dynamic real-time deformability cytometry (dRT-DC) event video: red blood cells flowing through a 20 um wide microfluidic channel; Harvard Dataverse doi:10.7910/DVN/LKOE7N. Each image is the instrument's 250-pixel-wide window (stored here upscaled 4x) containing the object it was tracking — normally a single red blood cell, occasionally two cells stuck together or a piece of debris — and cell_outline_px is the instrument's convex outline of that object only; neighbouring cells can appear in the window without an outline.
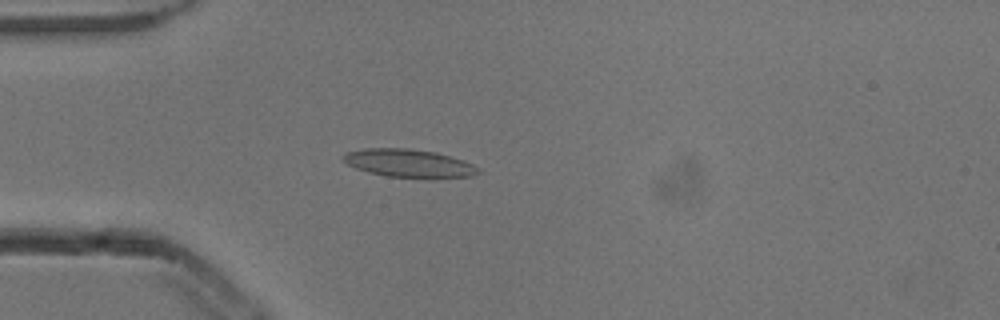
{"species": "common noctule bat (a hibernating species)", "species_latin": "Nyctalus noctula", "temperature_condition": "cold", "stored_images_in_passage": 4, "camera_frame_rate_fps": 3000, "um_per_image_px": 0.085, "animal": {"sex": "male", "body_mass_g": 13.3}, "frame": {"image": 1, "passage_image": 4, "time_ms": 1.0, "image_size_px": [1000, 320], "cell_outline_px": [[480, 172], [472, 176], [428, 180], [388, 176], [368, 172], [356, 168], [348, 164], [340, 156], [348, 152], [364, 148], [408, 148], [436, 152], [472, 164], [480, 168]], "centroid_in_image_um": [34.79, 13.91], "position_along_channel_um": 50.2, "area_um2": 22.48}}